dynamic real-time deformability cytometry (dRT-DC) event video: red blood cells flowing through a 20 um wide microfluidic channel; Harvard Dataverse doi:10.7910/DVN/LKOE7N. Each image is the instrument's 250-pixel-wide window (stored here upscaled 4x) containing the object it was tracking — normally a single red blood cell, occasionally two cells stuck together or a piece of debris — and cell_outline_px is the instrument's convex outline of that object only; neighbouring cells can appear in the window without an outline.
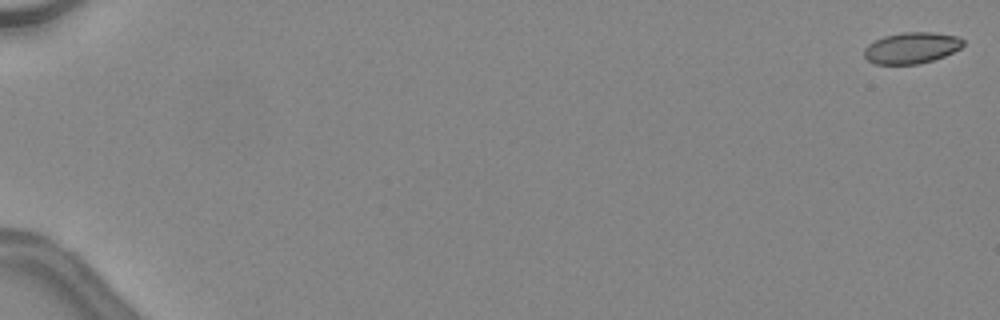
{"species": "common noctule bat (a hibernating species)", "species_latin": "Nyctalus noctula", "temperature_condition": "warm", "stored_images_in_passage": 22, "camera_frame_rate_fps": 3000, "um_per_image_px": 0.085, "animal": {"sex": "female", "body_mass_g": 24.6, "forearm_length_mm": 56.2}, "frame": {"image": 1, "passage_image": 1, "time_ms": 0.0, "image_size_px": [1000, 320], "cell_outline_px": [[964, 44], [960, 48], [944, 56], [932, 60], [916, 64], [876, 64], [868, 60], [864, 56], [864, 48], [868, 44], [884, 36], [904, 32], [932, 32], [956, 36], [964, 40]], "centroid_in_image_um": [77.47, 4.07], "position_along_channel_um": 7.5, "area_um2": 17.86}}
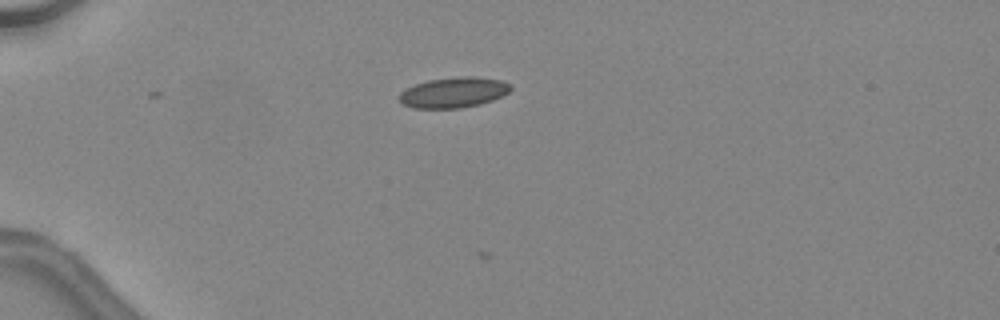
{"frame": {"image": 2, "passage_image": 15, "time_ms": 4.667, "image_size_px": [1000, 320], "cell_outline_px": [[512, 88], [508, 92], [492, 100], [480, 104], [460, 108], [412, 108], [404, 104], [400, 100], [400, 92], [416, 84], [428, 80], [460, 76], [476, 76], [500, 80], [508, 84]], "centroid_in_image_um": [38.55, 7.85], "position_along_channel_um": 46.4, "area_um2": 19.54}}